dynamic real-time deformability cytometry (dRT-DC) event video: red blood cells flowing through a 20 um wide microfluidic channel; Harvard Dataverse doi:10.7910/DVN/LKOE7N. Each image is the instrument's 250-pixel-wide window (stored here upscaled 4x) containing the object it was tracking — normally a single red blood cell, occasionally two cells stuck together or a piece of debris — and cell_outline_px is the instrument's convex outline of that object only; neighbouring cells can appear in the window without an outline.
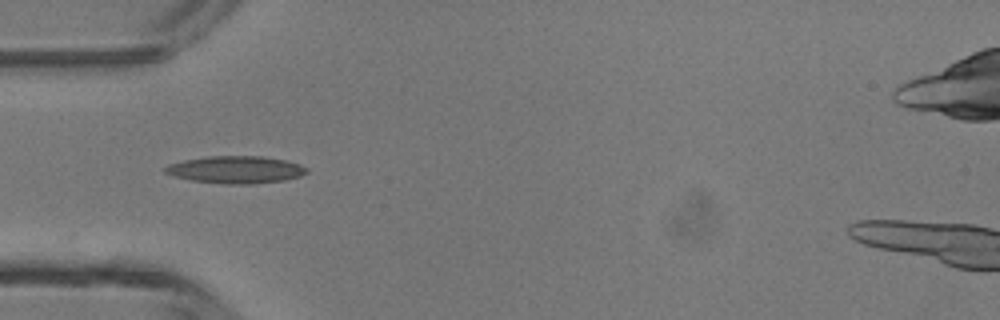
{"species": "common noctule bat (a hibernating species)", "species_latin": "Nyctalus noctula", "temperature_condition": "room temperature", "stored_images_in_passage": 29, "camera_frame_rate_fps": 3000, "um_per_image_px": 0.085, "animal": {"sex": "male", "body_mass_g": 13.3}, "frame": {"image": 1, "passage_image": 1, "time_ms": 0.0, "image_size_px": [1000, 320], "cell_outline_px": [[308, 172], [300, 176], [284, 180], [252, 184], [224, 184], [192, 180], [172, 176], [164, 172], [164, 168], [168, 164], [184, 160], [208, 156], [260, 156], [284, 160], [300, 164], [308, 168]], "centroid_in_image_um": [20.03, 14.42], "position_along_channel_um": 65.0, "area_um2": 22.54}}
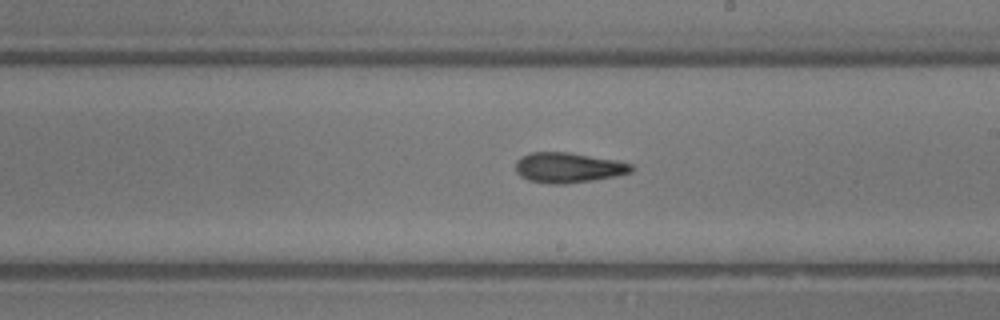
{"frame": {"image": 2, "passage_image": 13, "time_ms": 4.0, "image_size_px": [1000, 320], "cell_outline_px": [[636, 168], [632, 172], [616, 176], [592, 180], [564, 184], [548, 184], [528, 180], [520, 176], [516, 172], [516, 160], [520, 156], [532, 152], [568, 152], [620, 160], [632, 164]], "centroid_in_image_um": [48.33, 14.24], "position_along_channel_um": 240.7, "area_um2": 20.69}}
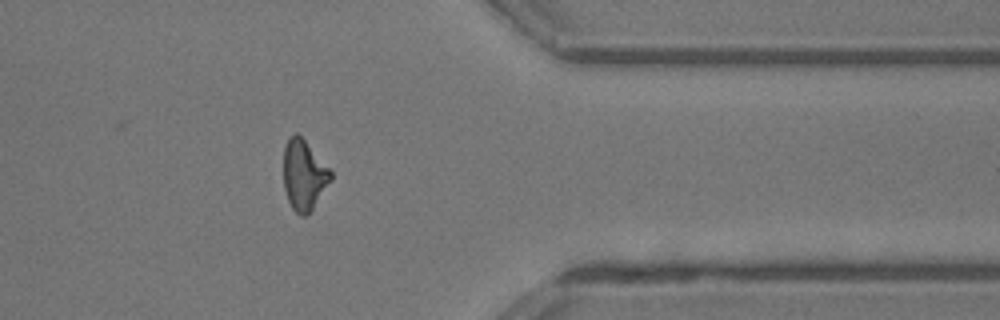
{"frame": {"image": 3, "passage_image": 24, "time_ms": 7.667, "image_size_px": [1000, 320], "cell_outline_px": [[332, 180], [312, 208], [304, 216], [300, 216], [292, 208], [288, 200], [284, 188], [284, 148], [288, 136], [296, 132], [304, 140], [332, 172]], "centroid_in_image_um": [25.81, 14.87], "position_along_channel_um": 385.6, "area_um2": 19.02}, "authors_computed_cell_mechanics": {"area_um2": 19.4208, "velocity_mm_per_s": 4.3868, "shape_relaxation_time_tau1_ms": null, "shape_relaxation_time_tau2_ms": 4.5591, "deformation_change_tau1": null, "deformation_change_tau2": 0.1578}}